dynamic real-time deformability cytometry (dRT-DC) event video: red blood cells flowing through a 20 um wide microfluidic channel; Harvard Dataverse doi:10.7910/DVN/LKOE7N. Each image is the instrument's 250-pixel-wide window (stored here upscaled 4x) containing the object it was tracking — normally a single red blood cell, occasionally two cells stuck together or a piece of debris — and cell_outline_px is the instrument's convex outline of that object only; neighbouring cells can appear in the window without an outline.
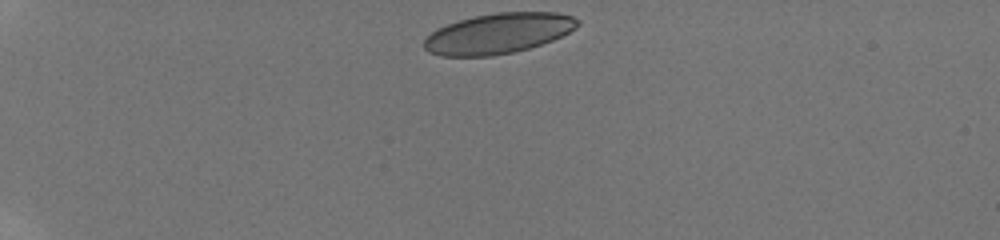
{"species": "human", "species_latin": "Homo sapiens", "temperature_condition": "room temperature", "stored_images_in_passage": 41, "camera_frame_rate_fps": 3000, "um_per_image_px": 0.085, "donor": {"sex": "male"}, "frame": {"image": 1, "passage_image": 1, "time_ms": 0.0, "image_size_px": [1000, 240], "cell_outline_px": [[580, 24], [576, 28], [552, 40], [528, 48], [512, 52], [492, 56], [440, 56], [428, 52], [424, 48], [424, 40], [436, 28], [472, 16], [496, 12], [556, 12], [572, 16], [580, 20]], "centroid_in_image_um": [42.35, 2.83], "position_along_channel_um": 42.7, "area_um2": 36.07}}
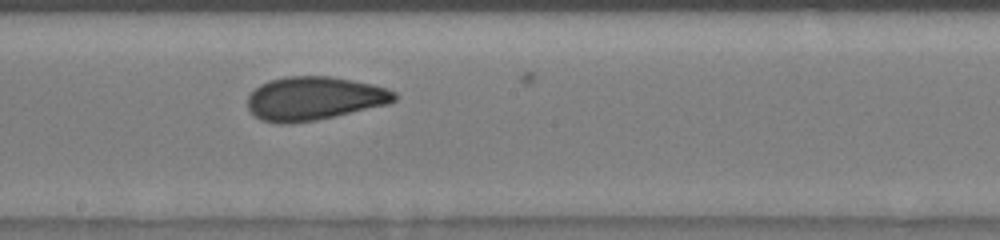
{"frame": {"image": 2, "passage_image": 20, "time_ms": 6.333, "image_size_px": [1000, 240], "cell_outline_px": [[396, 100], [388, 104], [316, 120], [292, 124], [280, 124], [260, 120], [252, 116], [248, 108], [248, 96], [260, 84], [272, 80], [288, 76], [332, 76], [372, 84], [396, 92]], "centroid_in_image_um": [26.67, 8.38], "position_along_channel_um": 221.5, "area_um2": 37.28}}
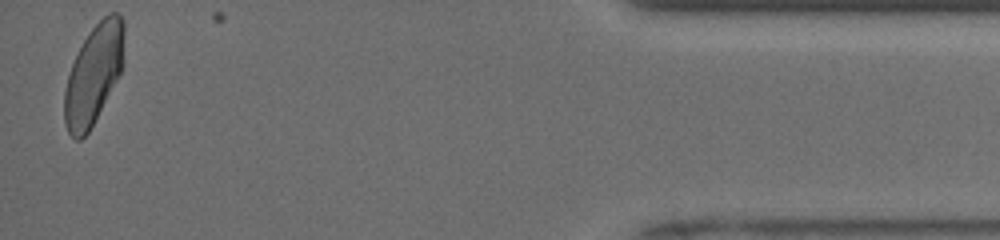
{"frame": {"image": 3, "passage_image": 40, "time_ms": 13.0, "image_size_px": [1000, 240], "cell_outline_px": [[124, 64], [120, 76], [88, 132], [80, 140], [76, 140], [68, 132], [64, 124], [64, 92], [68, 76], [72, 64], [88, 32], [108, 12], [116, 12], [124, 20]], "centroid_in_image_um": [7.98, 6.31], "position_along_channel_um": 427.2, "area_um2": 34.74}, "authors_computed_cell_mechanics": {"area_um2": 36.6452, "velocity_mm_per_s": 3.9575, "shape_relaxation_time_tau1_ms": 7.6073, "shape_relaxation_time_tau2_ms": 1.2184, "deformation_change_tau1": 0.1897, "deformation_change_tau2": 0.0638}}